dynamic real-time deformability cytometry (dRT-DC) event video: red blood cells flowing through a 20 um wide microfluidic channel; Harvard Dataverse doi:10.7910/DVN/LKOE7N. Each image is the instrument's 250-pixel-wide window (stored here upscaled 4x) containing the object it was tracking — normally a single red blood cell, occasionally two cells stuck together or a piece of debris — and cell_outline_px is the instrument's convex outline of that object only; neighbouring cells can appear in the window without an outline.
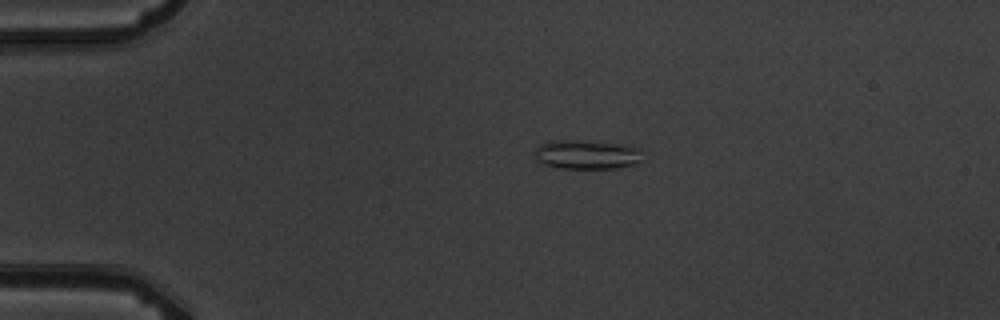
{"species": "common noctule bat (a hibernating species)", "species_latin": "Nyctalus noctula", "temperature_condition": "warm", "stored_images_in_passage": 6, "camera_frame_rate_fps": 3000, "um_per_image_px": 0.085, "animal": {"sex": "male", "body_mass_g": 19.5, "forearm_length_mm": 54.6}, "frame": {"image": 1, "passage_image": 3, "time_ms": 2.0, "image_size_px": [1000, 320], "cell_outline_px": [[640, 160], [636, 164], [616, 168], [560, 168], [540, 164], [536, 160], [536, 148], [540, 144], [548, 140], [580, 140], [620, 144], [640, 148]], "centroid_in_image_um": [49.82, 13.13], "position_along_channel_um": 35.2, "area_um2": 18.38}}
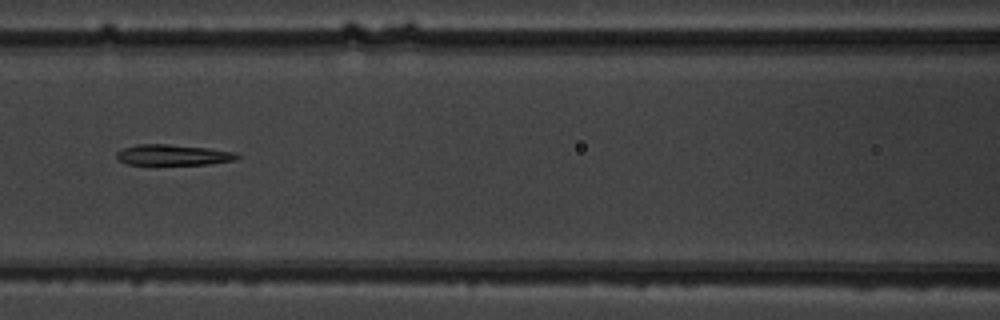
{"frame": {"image": 2, "passage_image": 6, "time_ms": 6.333, "image_size_px": [1000, 320], "cell_outline_px": [[240, 156], [236, 160], [212, 164], [128, 164], [120, 160], [116, 156], [116, 152], [124, 148], [136, 144], [168, 144], [208, 148], [236, 152]], "centroid_in_image_um": [14.75, 13.16], "position_along_channel_um": 151.8, "area_um2": 14.51}}